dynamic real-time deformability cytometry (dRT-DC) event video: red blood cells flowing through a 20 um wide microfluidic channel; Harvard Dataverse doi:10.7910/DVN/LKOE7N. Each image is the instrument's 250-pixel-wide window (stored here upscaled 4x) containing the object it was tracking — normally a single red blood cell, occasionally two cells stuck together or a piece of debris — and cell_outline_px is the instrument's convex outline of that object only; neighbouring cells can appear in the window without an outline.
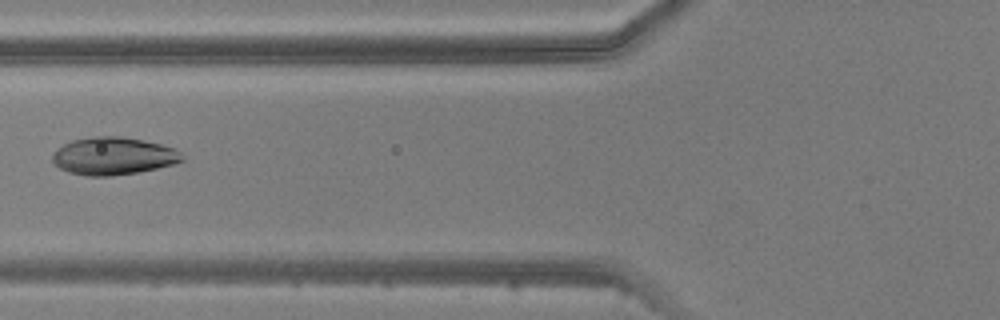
{"species": "common noctule bat (a hibernating species)", "species_latin": "Nyctalus noctula", "temperature_condition": "warm", "stored_images_in_passage": 6, "camera_frame_rate_fps": 3000, "um_per_image_px": 0.085, "animal": {"sex": "male", "body_mass_g": 20.5, "forearm_length_mm": 52.5}, "frame": {"image": 1, "passage_image": 5, "time_ms": 6.333, "image_size_px": [1000, 320], "cell_outline_px": [[184, 160], [172, 164], [140, 172], [112, 176], [84, 176], [68, 172], [60, 168], [52, 160], [52, 156], [64, 144], [72, 140], [96, 136], [124, 136], [144, 140], [160, 144], [172, 148], [180, 152], [184, 156]], "centroid_in_image_um": [9.64, 13.27], "position_along_channel_um": 116.2, "area_um2": 28.32}}
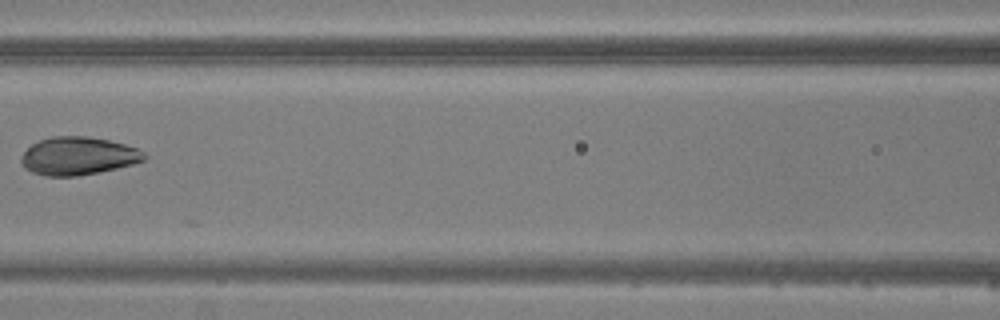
{"frame": {"image": 2, "passage_image": 6, "time_ms": 7.333, "image_size_px": [1000, 320], "cell_outline_px": [[148, 156], [144, 160], [132, 164], [116, 168], [76, 176], [44, 176], [32, 172], [24, 168], [20, 164], [20, 156], [32, 144], [40, 140], [52, 136], [88, 136], [108, 140], [124, 144], [136, 148], [144, 152]], "centroid_in_image_um": [6.6, 13.26], "position_along_channel_um": 160.0, "area_um2": 27.22}}